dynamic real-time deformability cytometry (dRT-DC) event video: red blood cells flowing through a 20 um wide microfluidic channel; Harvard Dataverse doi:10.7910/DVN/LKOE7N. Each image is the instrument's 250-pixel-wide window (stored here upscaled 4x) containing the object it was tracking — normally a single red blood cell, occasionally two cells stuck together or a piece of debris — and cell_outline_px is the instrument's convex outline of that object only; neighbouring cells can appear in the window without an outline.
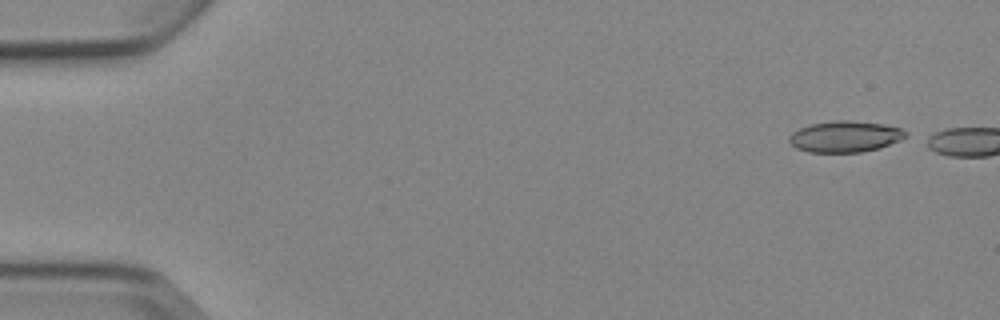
{"species": "Egyptian fruit bat (a non-hibernating species)", "species_latin": "Rousettus aegyptiacus", "temperature_condition": "cold", "stored_images_in_passage": 2, "camera_frame_rate_fps": 3000, "um_per_image_px": 0.085, "animal": {"sex": "female"}, "frame": {"image": 1, "passage_image": 1, "time_ms": 0.0, "image_size_px": [1000, 320], "cell_outline_px": [[908, 136], [900, 140], [880, 148], [860, 152], [808, 152], [796, 148], [788, 140], [788, 136], [792, 132], [800, 128], [812, 124], [836, 120], [848, 120], [884, 124], [900, 128], [908, 132]], "centroid_in_image_um": [71.84, 11.61], "position_along_channel_um": 13.2, "area_um2": 21.21}}